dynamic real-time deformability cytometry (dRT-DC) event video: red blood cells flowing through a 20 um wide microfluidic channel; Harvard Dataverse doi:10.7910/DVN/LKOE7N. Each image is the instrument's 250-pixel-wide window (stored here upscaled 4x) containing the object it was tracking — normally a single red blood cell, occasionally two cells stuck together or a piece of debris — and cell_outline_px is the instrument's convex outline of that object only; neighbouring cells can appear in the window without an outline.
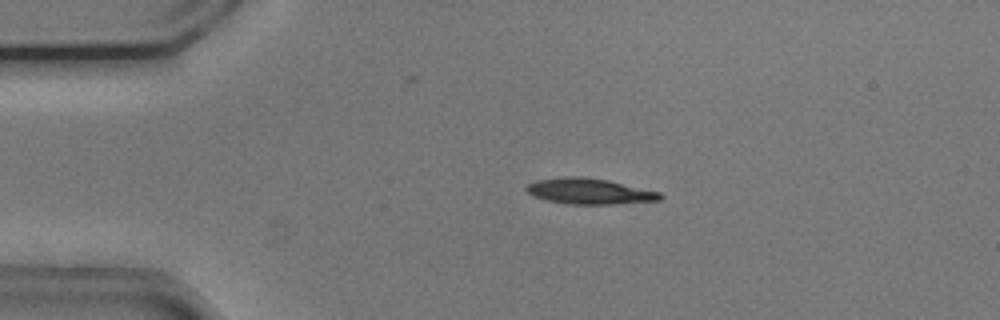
{"species": "common noctule bat (a hibernating species)", "species_latin": "Nyctalus noctula", "temperature_condition": "cold", "stored_images_in_passage": 44, "camera_frame_rate_fps": 3000, "um_per_image_px": 0.085, "animal": {"sex": "male", "body_mass_g": 20.5, "forearm_length_mm": 52.5}, "frame": {"image": 1, "passage_image": 1, "time_ms": 0.0, "image_size_px": [1000, 320], "cell_outline_px": [[664, 196], [660, 200], [612, 204], [564, 204], [548, 200], [536, 196], [528, 192], [524, 188], [528, 184], [536, 180], [564, 176], [580, 176], [608, 180], [660, 192]], "centroid_in_image_um": [50.1, 16.25], "position_along_channel_um": 34.9, "area_um2": 20.0}}
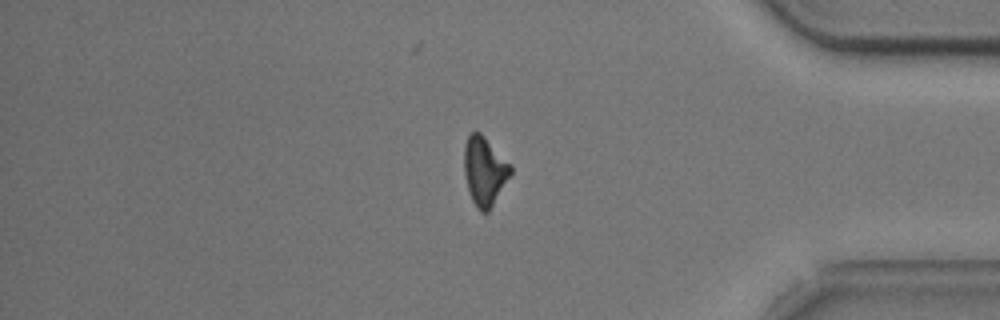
{"frame": {"image": 2, "passage_image": 35, "time_ms": 11.333, "image_size_px": [1000, 320], "cell_outline_px": [[512, 172], [488, 212], [480, 212], [476, 208], [468, 192], [464, 176], [464, 144], [468, 136], [472, 132], [480, 132], [512, 164]], "centroid_in_image_um": [41.17, 14.53], "position_along_channel_um": 394.0, "area_um2": 18.73}}
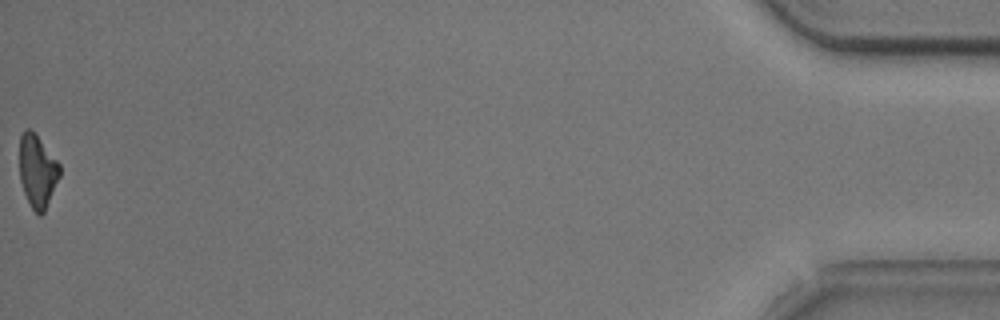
{"frame": {"image": 3, "passage_image": 44, "time_ms": 14.333, "image_size_px": [1000, 320], "cell_outline_px": [[60, 176], [44, 212], [40, 216], [32, 208], [24, 192], [20, 180], [20, 136], [24, 128], [28, 128], [40, 140], [60, 164]], "centroid_in_image_um": [3.18, 14.55], "position_along_channel_um": 432.0, "area_um2": 16.7}, "authors_computed_cell_mechanics": {"area_um2": 19.941, "velocity_mm_per_s": 3.7341, "shape_relaxation_time_tau1_ms": 1.9644, "shape_relaxation_time_tau2_ms": null, "deformation_change_tau1": 0.1049, "deformation_change_tau2": null}}